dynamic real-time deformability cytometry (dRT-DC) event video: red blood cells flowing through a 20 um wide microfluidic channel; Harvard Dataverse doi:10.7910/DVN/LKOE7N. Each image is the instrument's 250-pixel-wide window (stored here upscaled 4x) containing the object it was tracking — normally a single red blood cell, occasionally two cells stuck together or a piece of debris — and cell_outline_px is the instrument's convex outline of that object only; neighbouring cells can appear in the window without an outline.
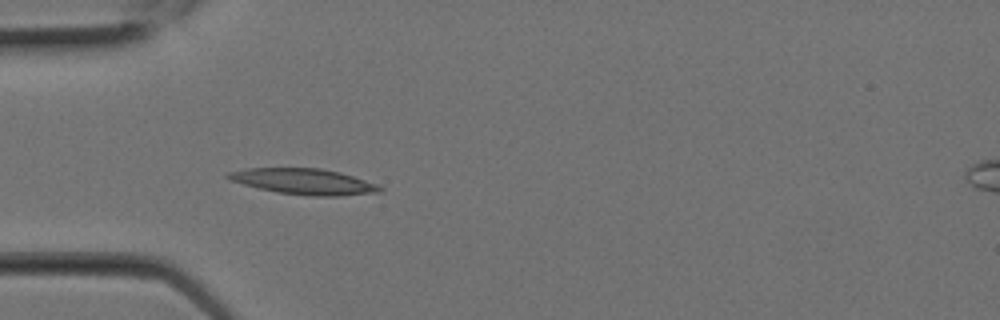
{"species": "Egyptian fruit bat (a non-hibernating species)", "species_latin": "Rousettus aegyptiacus", "temperature_condition": "room temperature", "stored_images_in_passage": 2, "camera_frame_rate_fps": 3000, "um_per_image_px": 0.085, "animal": {"sex": "female"}, "frame": {"image": 1, "passage_image": 1, "time_ms": 0.0, "image_size_px": [1000, 320], "cell_outline_px": [[384, 188], [380, 192], [340, 196], [312, 196], [280, 192], [260, 188], [244, 184], [232, 180], [224, 176], [228, 172], [244, 168], [320, 168], [340, 172], [376, 184]], "centroid_in_image_um": [25.84, 15.42], "position_along_channel_um": 59.2, "area_um2": 22.54}}